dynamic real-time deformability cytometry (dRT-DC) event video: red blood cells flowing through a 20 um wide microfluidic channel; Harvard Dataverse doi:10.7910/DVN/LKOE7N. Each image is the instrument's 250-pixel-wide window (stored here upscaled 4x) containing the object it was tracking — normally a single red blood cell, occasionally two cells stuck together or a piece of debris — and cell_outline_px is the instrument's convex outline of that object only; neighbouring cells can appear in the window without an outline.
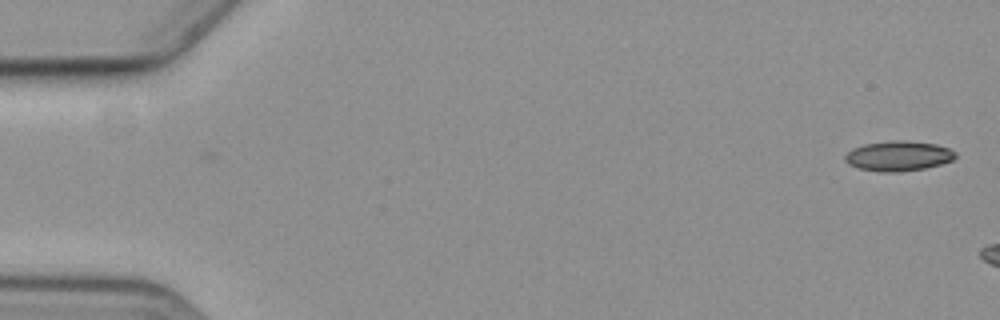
{"species": "common noctule bat (a hibernating species)", "species_latin": "Nyctalus noctula", "temperature_condition": "cold", "stored_images_in_passage": 7, "camera_frame_rate_fps": 3000, "um_per_image_px": 0.085, "animal": {"sex": "female", "body_mass_g": 19.3, "forearm_length_mm": 54.1}, "frame": {"image": 1, "passage_image": 1, "time_ms": 0.0, "image_size_px": [1000, 320], "cell_outline_px": [[956, 156], [952, 160], [940, 164], [924, 168], [900, 172], [880, 172], [860, 168], [848, 164], [844, 160], [844, 156], [852, 148], [864, 144], [888, 140], [904, 140], [936, 144], [948, 148], [956, 152]], "centroid_in_image_um": [76.34, 13.25], "position_along_channel_um": 8.7, "area_um2": 19.36}}